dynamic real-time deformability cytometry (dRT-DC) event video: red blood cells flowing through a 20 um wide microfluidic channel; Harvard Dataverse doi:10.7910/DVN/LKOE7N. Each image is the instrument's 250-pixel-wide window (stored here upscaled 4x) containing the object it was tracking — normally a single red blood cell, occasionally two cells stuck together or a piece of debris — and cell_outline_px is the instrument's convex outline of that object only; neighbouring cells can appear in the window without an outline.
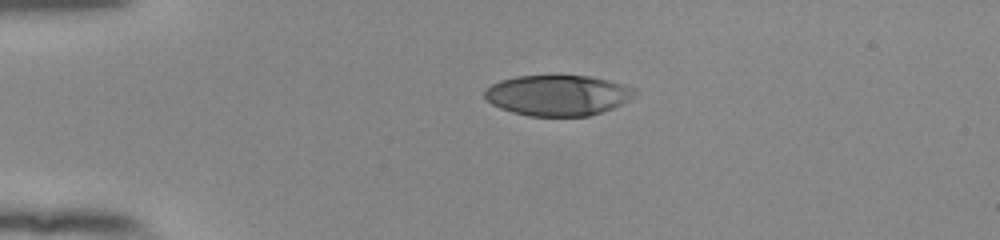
{"species": "human", "species_latin": "Homo sapiens", "temperature_condition": "room temperature", "stored_images_in_passage": 42, "camera_frame_rate_fps": 3000, "um_per_image_px": 0.085, "donor": {"sex": "female"}, "frame": {"image": 1, "passage_image": 1, "time_ms": 0.0, "image_size_px": [1000, 240], "cell_outline_px": [[640, 92], [636, 96], [612, 108], [588, 116], [528, 116], [512, 112], [500, 108], [484, 100], [484, 88], [500, 80], [516, 76], [592, 76], [624, 84], [636, 88]], "centroid_in_image_um": [47.41, 8.09], "position_along_channel_um": 37.6, "area_um2": 35.84}}
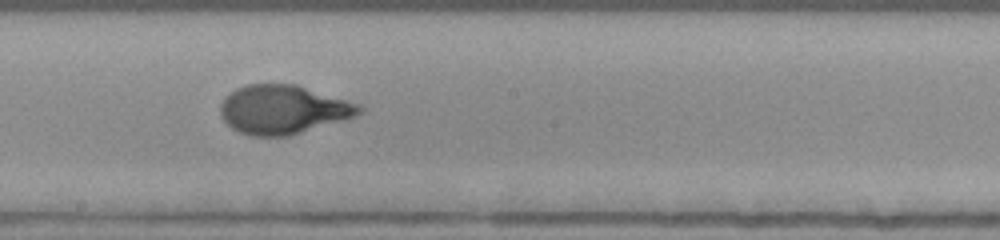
{"frame": {"image": 2, "passage_image": 19, "time_ms": 6.0, "image_size_px": [1000, 240], "cell_outline_px": [[364, 112], [356, 116], [344, 120], [288, 136], [252, 136], [240, 132], [232, 128], [220, 116], [220, 104], [224, 96], [236, 88], [248, 84], [296, 84], [348, 100], [360, 104], [364, 108]], "centroid_in_image_um": [24.07, 9.3], "position_along_channel_um": 224.1, "area_um2": 39.77}}
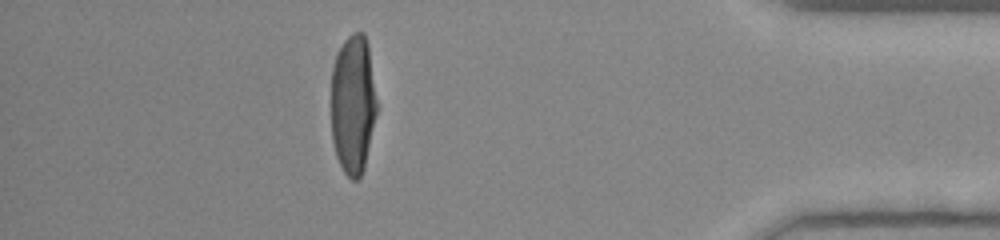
{"frame": {"image": 3, "passage_image": 36, "time_ms": 11.667, "image_size_px": [1000, 240], "cell_outline_px": [[376, 116], [364, 168], [360, 176], [356, 180], [352, 180], [344, 172], [336, 156], [332, 140], [332, 68], [336, 56], [344, 40], [352, 32], [364, 32], [368, 44], [376, 100]], "centroid_in_image_um": [30.0, 8.86], "position_along_channel_um": 405.2, "area_um2": 36.88}, "authors_computed_cell_mechanics": {"area_um2": 38.9283, "velocity_mm_per_s": 3.8852, "shape_relaxation_time_tau1_ms": 4.339, "shape_relaxation_time_tau2_ms": null, "deformation_change_tau1": 0.2497, "deformation_change_tau2": null}}